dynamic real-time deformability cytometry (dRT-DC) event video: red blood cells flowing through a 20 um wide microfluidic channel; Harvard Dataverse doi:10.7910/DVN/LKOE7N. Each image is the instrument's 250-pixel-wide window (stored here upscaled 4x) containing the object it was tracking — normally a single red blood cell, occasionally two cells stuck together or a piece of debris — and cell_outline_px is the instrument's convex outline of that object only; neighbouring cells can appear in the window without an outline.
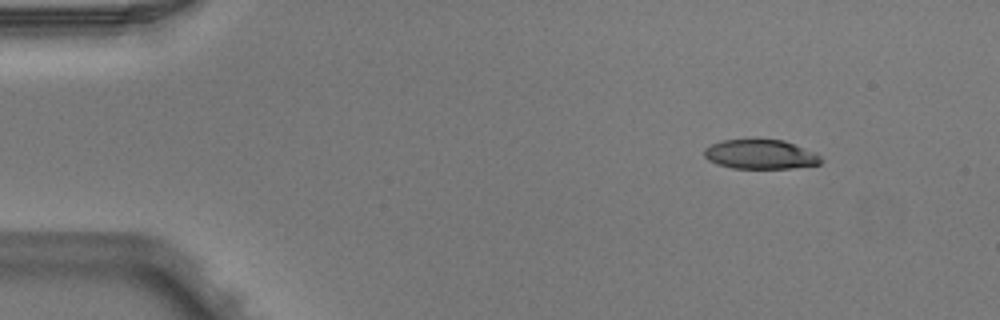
{"species": "Egyptian fruit bat (a non-hibernating species)", "species_latin": "Rousettus aegyptiacus", "temperature_condition": "warm", "stored_images_in_passage": 5, "camera_frame_rate_fps": 3000, "um_per_image_px": 0.085, "animal": {"sex": "male"}, "frame": {"image": 1, "passage_image": 1, "time_ms": 0.0, "image_size_px": [1000, 320], "cell_outline_px": [[824, 160], [820, 164], [792, 168], [732, 168], [716, 164], [708, 160], [704, 156], [704, 148], [720, 140], [756, 136], [784, 140], [816, 152]], "centroid_in_image_um": [64.62, 13.07], "position_along_channel_um": 20.4, "area_um2": 20.98}}
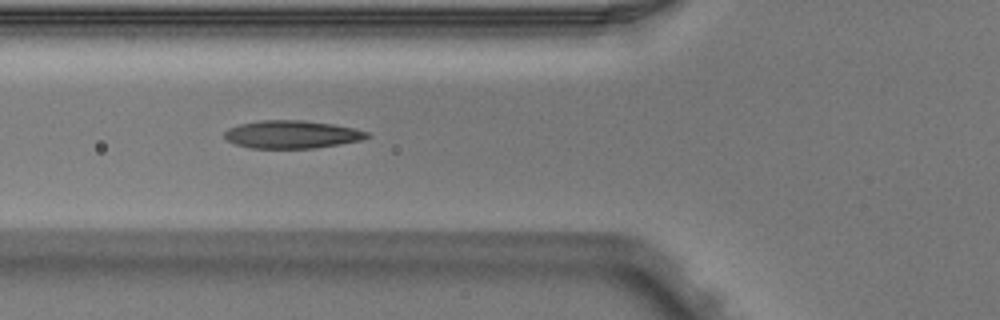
{"frame": {"image": 2, "passage_image": 4, "time_ms": 1.0, "image_size_px": [1000, 320], "cell_outline_px": [[372, 136], [360, 140], [312, 148], [252, 148], [236, 144], [228, 140], [224, 136], [224, 132], [228, 128], [240, 124], [260, 120], [304, 120], [332, 124], [352, 128], [368, 132]], "centroid_in_image_um": [24.78, 11.42], "position_along_channel_um": 101.0, "area_um2": 22.89}}
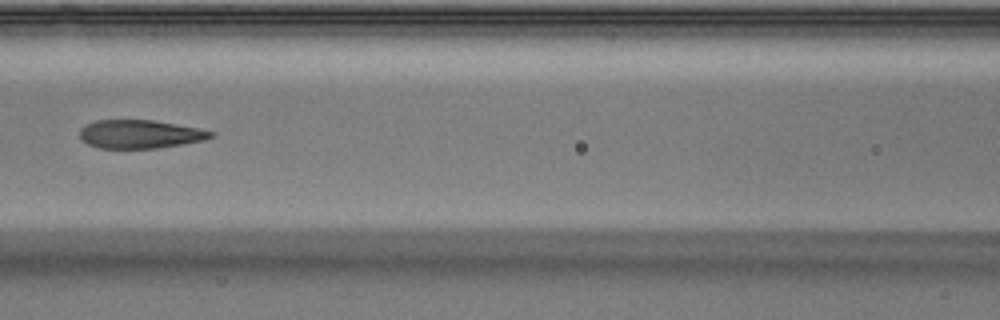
{"frame": {"image": 3, "passage_image": 5, "time_ms": 1.333, "image_size_px": [1000, 320], "cell_outline_px": [[216, 136], [204, 140], [156, 148], [100, 148], [88, 144], [80, 140], [80, 128], [84, 124], [96, 120], [152, 120], [200, 128], [216, 132]], "centroid_in_image_um": [11.9, 11.39], "position_along_channel_um": 154.7, "area_um2": 21.85}}